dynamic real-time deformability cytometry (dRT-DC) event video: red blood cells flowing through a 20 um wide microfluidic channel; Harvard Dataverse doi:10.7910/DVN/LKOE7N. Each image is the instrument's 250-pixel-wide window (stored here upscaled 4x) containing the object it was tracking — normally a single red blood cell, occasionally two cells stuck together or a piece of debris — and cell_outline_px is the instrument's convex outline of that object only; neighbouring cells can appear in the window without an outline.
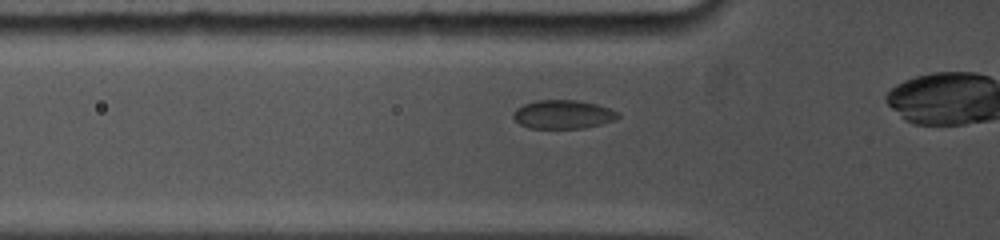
{"species": "common noctule bat (a hibernating species)", "species_latin": "Nyctalus noctula", "temperature_condition": "cold", "stored_images_in_passage": 24, "camera_frame_rate_fps": 5000, "um_per_image_px": 0.085, "animal": {"sex": "female", "body_mass_g": 19.0, "forearm_length_mm": 53.3}, "frame": {"image": 1, "passage_image": 4, "time_ms": 1.0, "image_size_px": [1000, 240], "cell_outline_px": [[620, 116], [616, 120], [584, 128], [528, 128], [520, 124], [512, 116], [512, 112], [516, 108], [524, 104], [536, 100], [576, 100], [596, 104], [620, 112]], "centroid_in_image_um": [47.85, 9.72], "position_along_channel_um": 77.9, "area_um2": 17.57}}
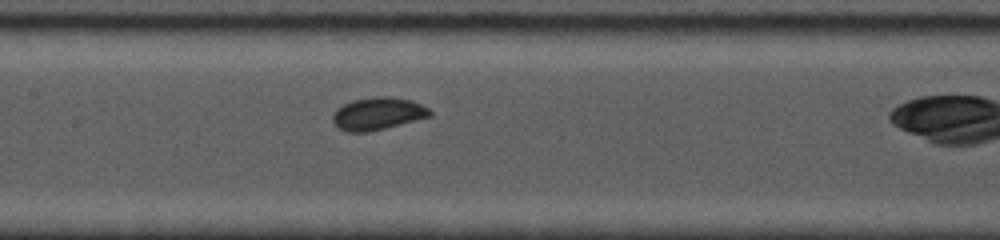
{"frame": {"image": 2, "passage_image": 12, "time_ms": 3.6, "image_size_px": [1000, 240], "cell_outline_px": [[432, 116], [384, 128], [364, 132], [348, 132], [340, 128], [332, 120], [332, 116], [336, 108], [352, 100], [376, 96], [388, 96], [412, 100], [428, 108], [432, 112]], "centroid_in_image_um": [32.11, 9.64], "position_along_channel_um": 175.3, "area_um2": 18.26}}
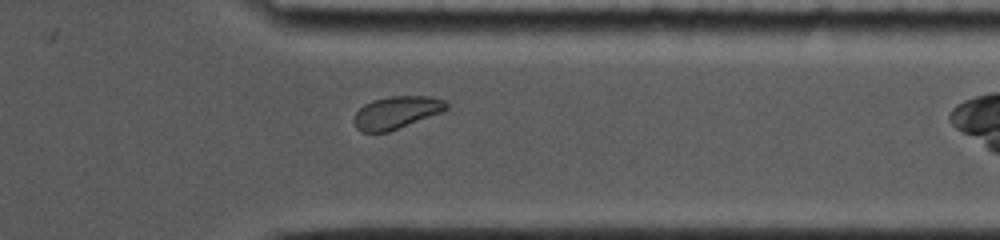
{"frame": {"image": 3, "passage_image": 21, "time_ms": 9.0, "image_size_px": [1000, 240], "cell_outline_px": [[448, 108], [444, 112], [388, 132], [360, 132], [356, 128], [352, 120], [356, 112], [364, 104], [372, 100], [388, 96], [428, 96], [444, 100], [448, 104]], "centroid_in_image_um": [33.69, 9.56], "position_along_channel_um": 377.7, "area_um2": 17.74}}